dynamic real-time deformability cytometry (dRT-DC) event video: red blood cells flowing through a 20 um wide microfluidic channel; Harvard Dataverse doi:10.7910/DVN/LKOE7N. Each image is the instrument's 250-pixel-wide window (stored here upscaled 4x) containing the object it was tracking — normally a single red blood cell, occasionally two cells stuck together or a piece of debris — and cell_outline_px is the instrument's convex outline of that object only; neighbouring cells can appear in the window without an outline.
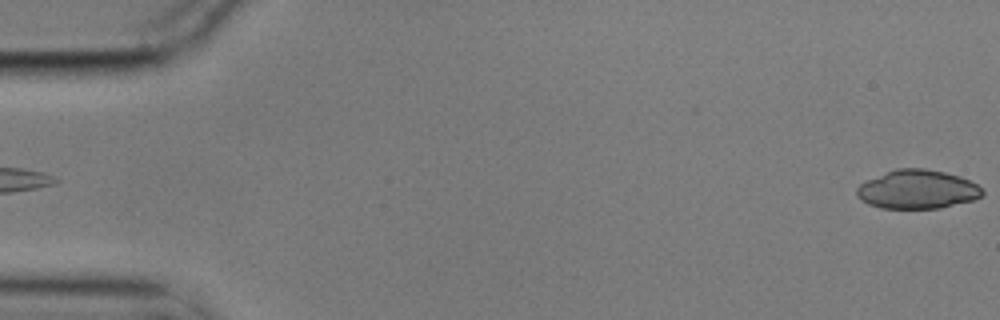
{"species": "common noctule bat (a hibernating species)", "species_latin": "Nyctalus noctula", "temperature_condition": "cold", "stored_images_in_passage": 6, "camera_frame_rate_fps": 3000, "um_per_image_px": 0.085, "animal": {"sex": "male", "body_mass_g": 17.9}, "frame": {"image": 1, "passage_image": 1, "time_ms": 0.0, "image_size_px": [1000, 320], "cell_outline_px": [[984, 192], [976, 200], [940, 208], [880, 208], [868, 204], [860, 200], [856, 196], [856, 188], [860, 184], [868, 180], [896, 168], [924, 168], [944, 172], [960, 176], [976, 184]], "centroid_in_image_um": [77.97, 16.11], "position_along_channel_um": 7.0, "area_um2": 28.38}}